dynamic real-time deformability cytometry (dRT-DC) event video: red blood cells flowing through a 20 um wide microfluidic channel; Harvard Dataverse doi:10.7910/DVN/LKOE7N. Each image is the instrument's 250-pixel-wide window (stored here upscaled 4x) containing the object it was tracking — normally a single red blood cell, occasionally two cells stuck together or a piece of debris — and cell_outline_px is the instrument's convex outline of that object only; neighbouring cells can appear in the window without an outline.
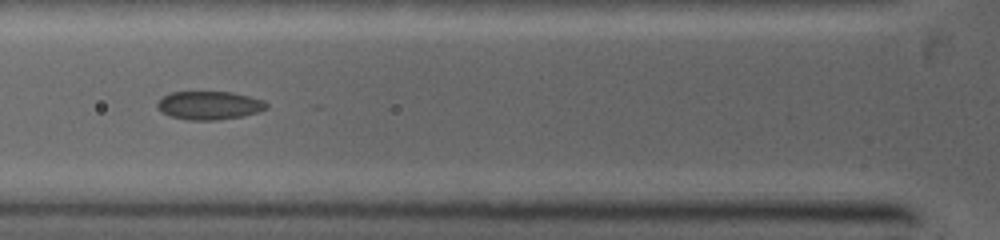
{"species": "common noctule bat (a hibernating species)", "species_latin": "Nyctalus noctula", "temperature_condition": "warm", "stored_images_in_passage": 14, "camera_frame_rate_fps": 5000, "um_per_image_px": 0.085, "animal": {"sex": "female", "body_mass_g": 19.0, "forearm_length_mm": 53.3}, "frame": {"image": 1, "passage_image": 3, "time_ms": 2.0, "image_size_px": [1000, 240], "cell_outline_px": [[268, 108], [244, 116], [216, 120], [188, 120], [168, 116], [160, 112], [156, 104], [164, 96], [172, 92], [232, 92], [264, 100], [268, 104]], "centroid_in_image_um": [17.78, 8.96], "position_along_channel_um": 108.0, "area_um2": 18.09}}
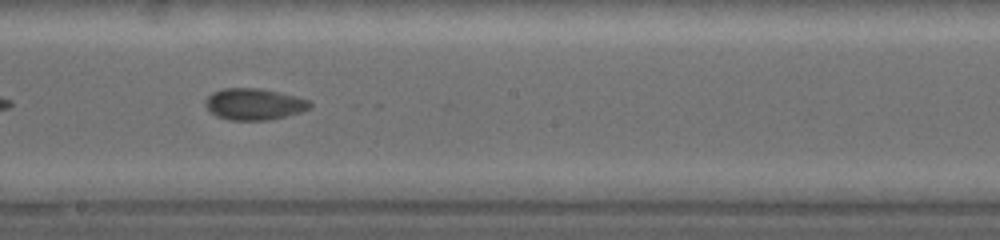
{"frame": {"image": 2, "passage_image": 6, "time_ms": 4.6, "image_size_px": [1000, 240], "cell_outline_px": [[312, 104], [308, 108], [300, 112], [268, 120], [228, 120], [216, 116], [204, 104], [204, 100], [212, 92], [224, 88], [260, 88], [296, 96], [308, 100]], "centroid_in_image_um": [21.56, 8.84], "position_along_channel_um": 226.6, "area_um2": 19.07}}
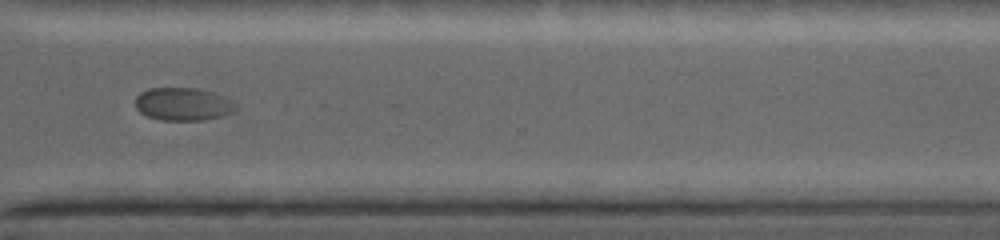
{"frame": {"image": 3, "passage_image": 9, "time_ms": 7.4, "image_size_px": [1000, 240], "cell_outline_px": [[236, 108], [232, 112], [220, 116], [204, 120], [160, 120], [148, 116], [140, 112], [136, 108], [136, 96], [140, 92], [148, 88], [200, 88], [216, 92], [232, 100], [236, 104]], "centroid_in_image_um": [15.57, 8.83], "position_along_channel_um": 355.0, "area_um2": 19.42}}